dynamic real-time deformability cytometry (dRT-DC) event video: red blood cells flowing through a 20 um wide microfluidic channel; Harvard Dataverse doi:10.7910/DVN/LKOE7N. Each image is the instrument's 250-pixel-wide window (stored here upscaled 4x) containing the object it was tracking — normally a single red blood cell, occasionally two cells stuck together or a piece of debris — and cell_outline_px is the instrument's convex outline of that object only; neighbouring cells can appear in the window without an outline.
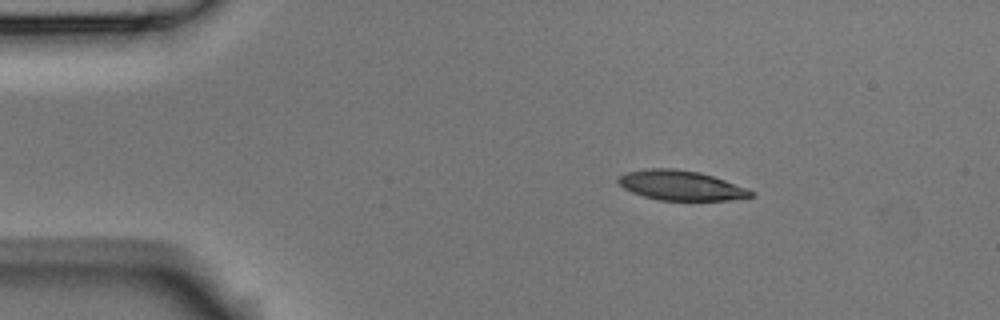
{"species": "Egyptian fruit bat (a non-hibernating species)", "species_latin": "Rousettus aegyptiacus", "temperature_condition": "room temperature", "stored_images_in_passage": 4, "camera_frame_rate_fps": 3000, "um_per_image_px": 0.085, "animal": {"sex": "male"}, "frame": {"image": 1, "passage_image": 1, "time_ms": 0.0, "image_size_px": [1000, 320], "cell_outline_px": [[756, 196], [728, 200], [660, 200], [644, 196], [632, 192], [624, 188], [616, 180], [620, 176], [628, 172], [648, 168], [676, 168], [700, 172], [724, 180], [756, 192]], "centroid_in_image_um": [57.89, 15.76], "position_along_channel_um": 27.1, "area_um2": 22.89}}
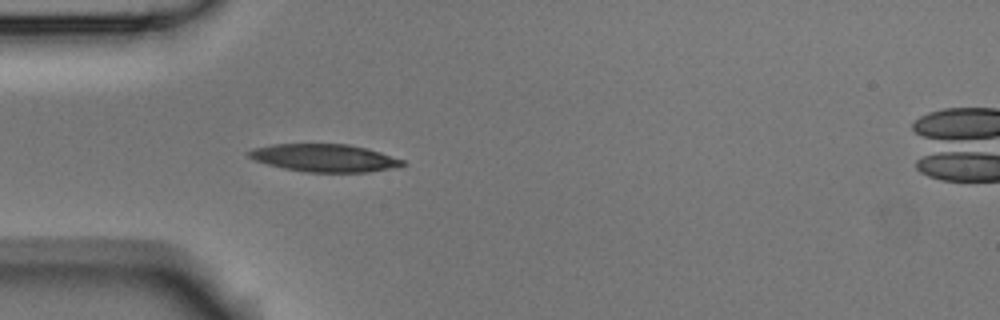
{"frame": {"image": 2, "passage_image": 3, "time_ms": 0.667, "image_size_px": [1000, 320], "cell_outline_px": [[404, 164], [400, 168], [368, 172], [304, 172], [284, 168], [268, 164], [256, 160], [248, 156], [248, 152], [252, 148], [272, 144], [348, 144], [368, 148], [404, 160]], "centroid_in_image_um": [27.63, 13.43], "position_along_channel_um": 57.4, "area_um2": 24.91}}